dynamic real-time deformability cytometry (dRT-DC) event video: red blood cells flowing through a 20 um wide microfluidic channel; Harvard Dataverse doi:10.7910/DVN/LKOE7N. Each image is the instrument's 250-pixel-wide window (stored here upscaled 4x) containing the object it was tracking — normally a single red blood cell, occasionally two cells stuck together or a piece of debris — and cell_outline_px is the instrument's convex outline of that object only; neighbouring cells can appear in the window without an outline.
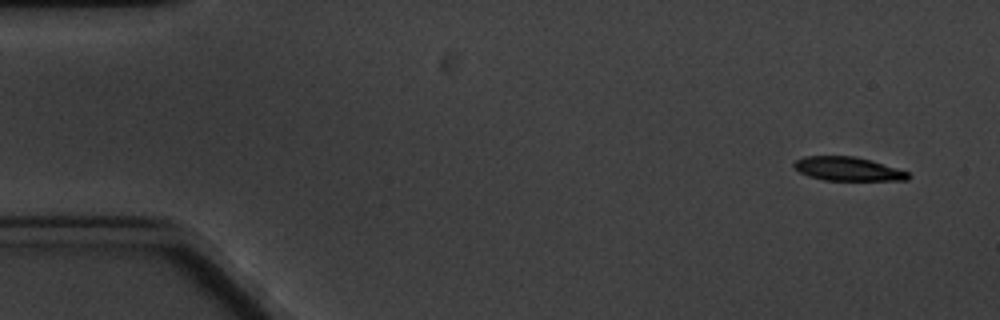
{"species": "common noctule bat (a hibernating species)", "species_latin": "Nyctalus noctula", "temperature_condition": "cold", "stored_images_in_passage": 5, "camera_frame_rate_fps": 3000, "um_per_image_px": 0.085, "animal": {"sex": "male", "body_mass_g": 20.1, "forearm_length_mm": 53.5}, "frame": {"image": 1, "passage_image": 1, "time_ms": 0.0, "image_size_px": [1000, 320], "cell_outline_px": [[908, 180], [824, 180], [808, 176], [800, 172], [792, 164], [796, 160], [804, 156], [852, 156], [868, 160], [908, 172]], "centroid_in_image_um": [72.0, 14.36], "position_along_channel_um": 13.0, "area_um2": 15.43}}
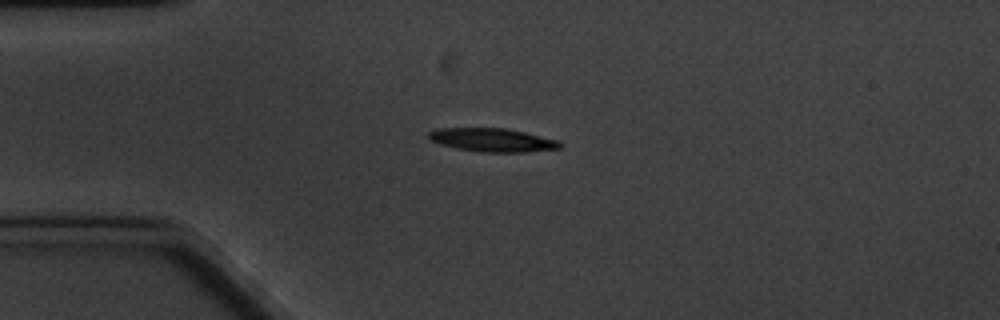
{"frame": {"image": 2, "passage_image": 4, "time_ms": 3.667, "image_size_px": [1000, 320], "cell_outline_px": [[560, 148], [524, 152], [480, 152], [456, 148], [440, 144], [432, 140], [428, 136], [428, 132], [436, 128], [508, 128], [560, 140]], "centroid_in_image_um": [41.86, 11.89], "position_along_channel_um": 43.1, "area_um2": 17.98}}